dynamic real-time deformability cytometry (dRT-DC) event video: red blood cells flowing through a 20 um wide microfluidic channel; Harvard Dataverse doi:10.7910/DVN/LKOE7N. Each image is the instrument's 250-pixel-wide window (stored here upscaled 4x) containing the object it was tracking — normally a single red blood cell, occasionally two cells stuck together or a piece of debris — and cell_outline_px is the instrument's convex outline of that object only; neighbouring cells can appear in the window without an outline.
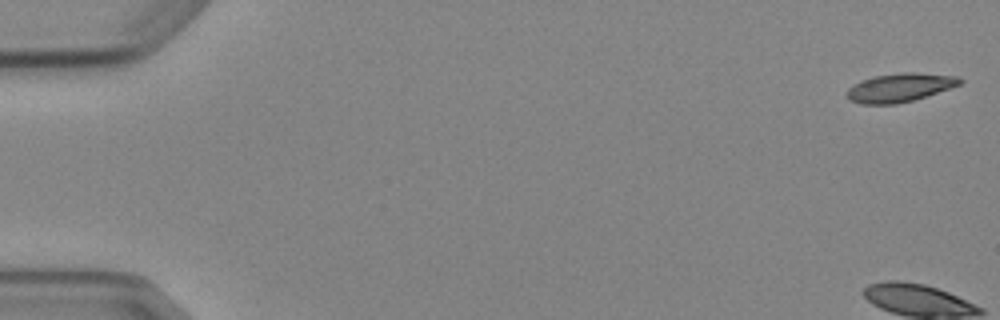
{"species": "Egyptian fruit bat (a non-hibernating species)", "species_latin": "Rousettus aegyptiacus", "temperature_condition": "cold", "stored_images_in_passage": 5, "camera_frame_rate_fps": 3000, "um_per_image_px": 0.085, "animal": {"sex": "female"}, "frame": {"image": 1, "passage_image": 1, "time_ms": 0.0, "image_size_px": [1000, 320], "cell_outline_px": [[964, 80], [960, 84], [912, 100], [896, 104], [860, 104], [848, 100], [848, 88], [852, 84], [860, 80], [872, 76], [904, 72], [916, 72], [960, 76]], "centroid_in_image_um": [76.45, 7.43], "position_along_channel_um": 8.6, "area_um2": 18.84}}